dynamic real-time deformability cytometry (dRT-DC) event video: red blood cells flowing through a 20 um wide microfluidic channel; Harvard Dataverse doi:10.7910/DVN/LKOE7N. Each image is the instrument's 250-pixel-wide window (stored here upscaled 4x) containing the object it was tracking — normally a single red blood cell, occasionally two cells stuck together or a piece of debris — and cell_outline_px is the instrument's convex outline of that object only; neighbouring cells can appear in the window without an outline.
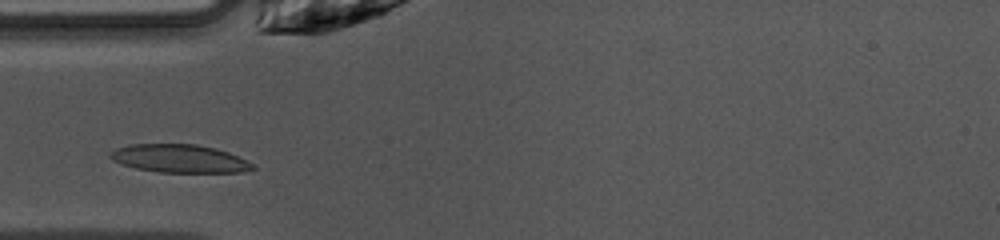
{"species": "common noctule bat (a hibernating species)", "species_latin": "Nyctalus noctula", "temperature_condition": "warm", "stored_images_in_passage": 26, "camera_frame_rate_fps": 3000, "um_per_image_px": 0.085, "animal": {"sex": "female", "body_mass_g": 10.0, "forearm_length_mm": 53.1}, "frame": {"image": 1, "passage_image": 2, "time_ms": 0.333, "image_size_px": [1000, 240], "cell_outline_px": [[256, 168], [240, 172], [160, 172], [136, 168], [112, 160], [108, 156], [116, 148], [132, 144], [196, 144], [216, 148], [228, 152], [252, 164]], "centroid_in_image_um": [15.24, 13.47], "position_along_channel_um": 69.8, "area_um2": 23.0}}
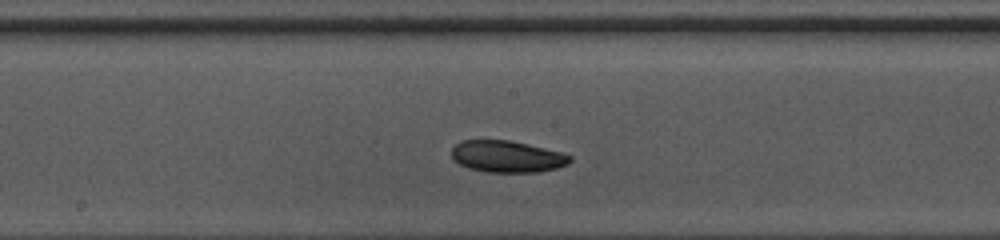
{"frame": {"image": 2, "passage_image": 12, "time_ms": 3.667, "image_size_px": [1000, 240], "cell_outline_px": [[572, 160], [568, 164], [556, 168], [536, 172], [488, 172], [468, 168], [452, 160], [452, 148], [460, 140], [508, 140], [528, 144], [564, 152], [572, 156]], "centroid_in_image_um": [43.11, 13.3], "position_along_channel_um": 205.1, "area_um2": 22.02}}
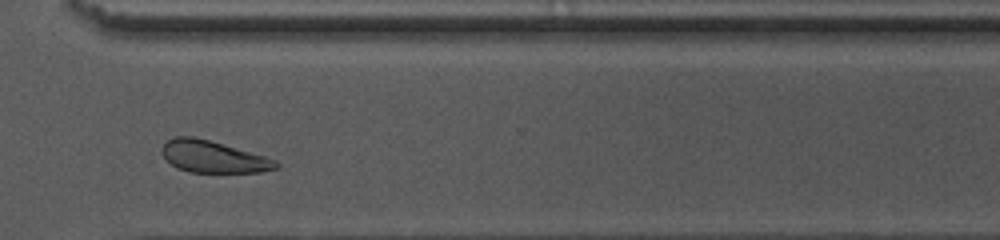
{"frame": {"image": 3, "passage_image": 23, "time_ms": 7.333, "image_size_px": [1000, 240], "cell_outline_px": [[280, 164], [276, 168], [260, 172], [188, 172], [176, 168], [160, 152], [164, 144], [168, 140], [176, 136], [192, 136], [208, 140], [264, 156], [276, 160]], "centroid_in_image_um": [18.1, 13.33], "position_along_channel_um": 352.5, "area_um2": 20.87}, "authors_computed_cell_mechanics": {"area_um2": 21.9351, "velocity_mm_per_s": 4.0294, "shape_relaxation_time_tau1_ms": 3.0352, "shape_relaxation_time_tau2_ms": null, "deformation_change_tau1": 0.1038, "deformation_change_tau2": null}}